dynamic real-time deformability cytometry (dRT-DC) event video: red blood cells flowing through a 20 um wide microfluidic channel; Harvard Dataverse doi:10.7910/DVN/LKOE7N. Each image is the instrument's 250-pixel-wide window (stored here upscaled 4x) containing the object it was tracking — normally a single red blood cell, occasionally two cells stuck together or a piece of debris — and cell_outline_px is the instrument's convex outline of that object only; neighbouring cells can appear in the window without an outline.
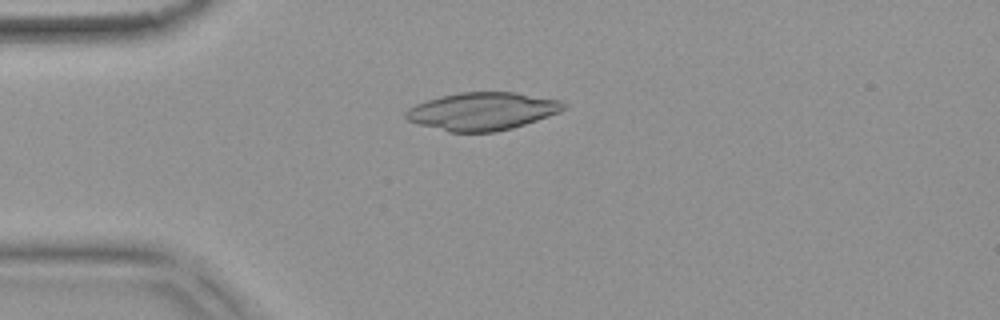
{"species": "common noctule bat (a hibernating species)", "species_latin": "Nyctalus noctula", "temperature_condition": "warm", "stored_images_in_passage": 53, "camera_frame_rate_fps": 3000, "um_per_image_px": 0.085, "animal": {"sex": "female", "body_mass_g": 18.4}, "frame": {"image": 1, "passage_image": 13, "time_ms": 4.0, "image_size_px": [1000, 320], "cell_outline_px": [[564, 108], [560, 112], [512, 128], [492, 132], [448, 132], [420, 124], [408, 120], [404, 116], [404, 112], [408, 108], [416, 104], [440, 96], [460, 92], [516, 92], [560, 100], [564, 104]], "centroid_in_image_um": [40.97, 9.45], "position_along_channel_um": 44.0, "area_um2": 34.51}}
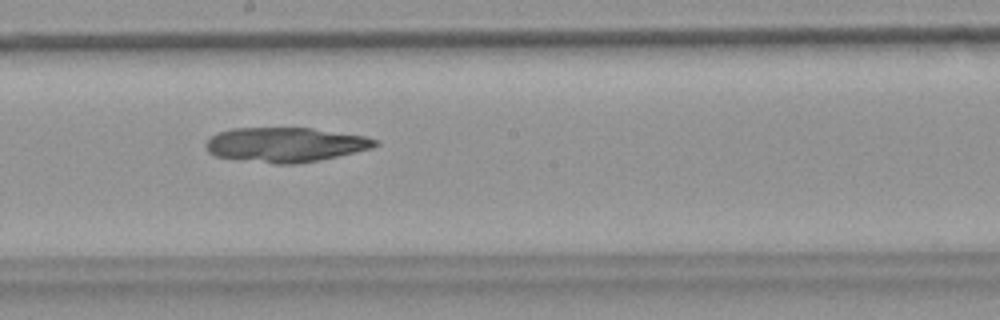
{"frame": {"image": 2, "passage_image": 29, "time_ms": 9.333, "image_size_px": [1000, 320], "cell_outline_px": [[380, 144], [372, 148], [336, 156], [296, 164], [272, 164], [216, 156], [208, 152], [204, 144], [216, 132], [232, 128], [312, 128], [364, 136], [376, 140]], "centroid_in_image_um": [24.22, 12.29], "position_along_channel_um": 224.0, "area_um2": 33.93}}
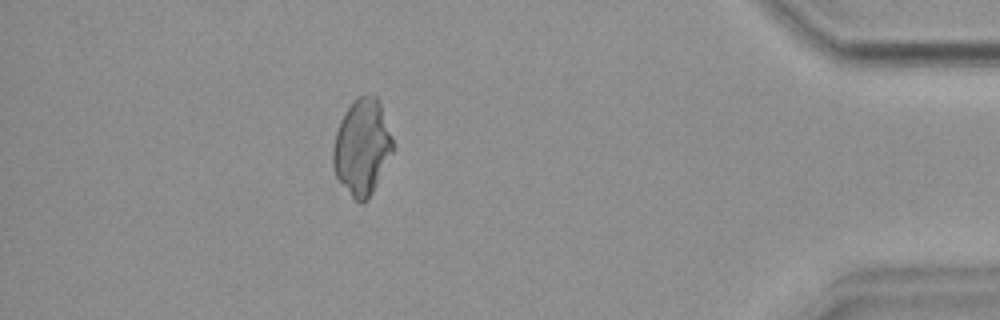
{"frame": {"image": 3, "passage_image": 47, "time_ms": 15.333, "image_size_px": [1000, 320], "cell_outline_px": [[392, 152], [368, 200], [364, 204], [360, 204], [352, 196], [336, 176], [332, 164], [332, 148], [336, 132], [340, 120], [356, 96], [376, 96], [380, 104], [392, 140]], "centroid_in_image_um": [30.73, 12.52], "position_along_channel_um": 404.5, "area_um2": 32.71}}